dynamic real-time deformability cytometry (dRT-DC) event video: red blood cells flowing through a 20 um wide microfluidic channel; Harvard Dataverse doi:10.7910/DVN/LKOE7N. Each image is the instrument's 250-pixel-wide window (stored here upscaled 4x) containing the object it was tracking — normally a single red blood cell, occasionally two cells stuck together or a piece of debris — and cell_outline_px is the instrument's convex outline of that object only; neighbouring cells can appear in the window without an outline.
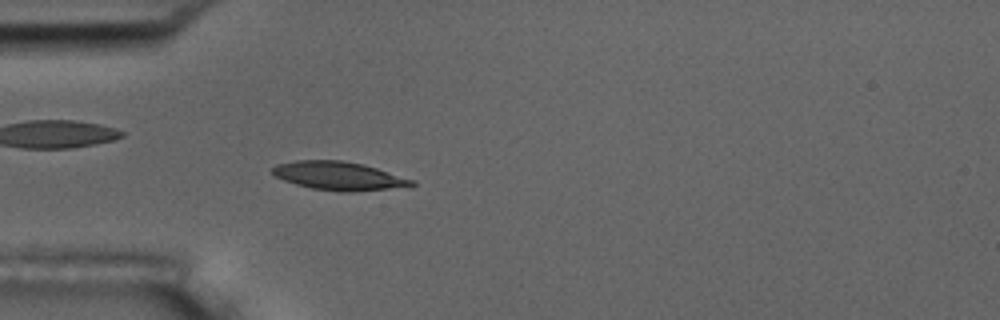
{"species": "common noctule bat (a hibernating species)", "species_latin": "Nyctalus noctula", "temperature_condition": "room temperature", "stored_images_in_passage": 55, "camera_frame_rate_fps": 3000, "um_per_image_px": 0.085, "animal": {"sex": "male", "body_mass_g": 17.5, "forearm_length_mm": 52.3}, "frame": {"image": 1, "passage_image": 16, "time_ms": 5.0, "image_size_px": [1000, 320], "cell_outline_px": [[416, 184], [388, 188], [348, 192], [340, 192], [312, 188], [296, 184], [284, 180], [276, 176], [272, 172], [272, 168], [276, 164], [296, 160], [340, 160], [364, 164], [416, 180]], "centroid_in_image_um": [28.78, 14.94], "position_along_channel_um": 56.2, "area_um2": 22.89}}
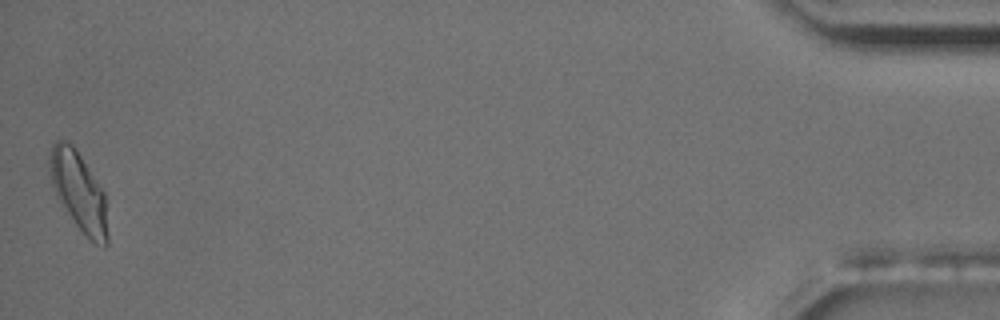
{"frame": {"image": 2, "passage_image": 55, "time_ms": 18.0, "image_size_px": [1000, 320], "cell_outline_px": [[108, 244], [104, 248], [96, 244], [76, 224], [60, 204], [56, 196], [52, 184], [48, 160], [52, 144], [56, 140], [68, 140], [76, 148], [104, 192], [108, 236]], "centroid_in_image_um": [6.68, 16.24], "position_along_channel_um": 428.5, "area_um2": 26.59}, "authors_computed_cell_mechanics": {"area_um2": 22.1952, "velocity_mm_per_s": 3.6133, "shape_relaxation_time_tau1_ms": 3.8103, "shape_relaxation_time_tau2_ms": 1.104, "deformation_change_tau1": 0.1549, "deformation_change_tau2": 0.0648}}